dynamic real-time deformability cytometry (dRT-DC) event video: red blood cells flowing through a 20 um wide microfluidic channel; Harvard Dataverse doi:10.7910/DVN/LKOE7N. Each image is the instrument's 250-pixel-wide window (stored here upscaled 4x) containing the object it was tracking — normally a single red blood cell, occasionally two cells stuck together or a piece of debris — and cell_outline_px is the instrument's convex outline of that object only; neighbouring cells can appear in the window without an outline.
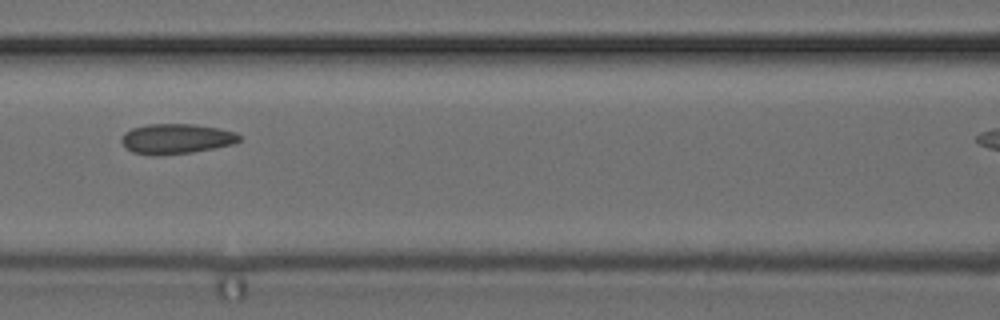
{"species": "common noctule bat (a hibernating species)", "species_latin": "Nyctalus noctula", "temperature_condition": "cold", "stored_images_in_passage": 4, "segment_of_instrument_passage": [1, 2], "camera_frame_rate_fps": 3000, "um_per_image_px": 0.085, "animal": {"sex": "female", "body_mass_g": 24.6, "forearm_length_mm": 56.2}, "frame": {"image": 1, "passage_image": 3, "time_ms": 0.667, "image_size_px": [1000, 320], "cell_outline_px": [[240, 140], [232, 144], [192, 152], [160, 156], [152, 156], [132, 152], [124, 148], [120, 140], [120, 136], [124, 132], [132, 128], [148, 124], [192, 124], [216, 128], [236, 132], [240, 136]], "centroid_in_image_um": [14.89, 11.81], "position_along_channel_um": 151.7, "area_um2": 20.81}}